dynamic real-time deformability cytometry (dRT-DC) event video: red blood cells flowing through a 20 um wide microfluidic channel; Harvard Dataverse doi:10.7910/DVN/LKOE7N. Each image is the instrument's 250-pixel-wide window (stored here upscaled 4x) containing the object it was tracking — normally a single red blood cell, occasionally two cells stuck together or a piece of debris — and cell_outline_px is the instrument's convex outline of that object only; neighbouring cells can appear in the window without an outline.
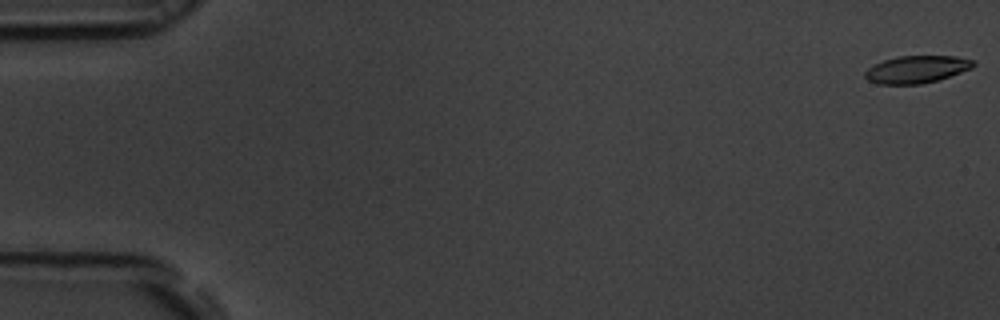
{"species": "common noctule bat (a hibernating species)", "species_latin": "Nyctalus noctula", "temperature_condition": "room temperature", "stored_images_in_passage": 56, "camera_frame_rate_fps": 3000, "um_per_image_px": 0.085, "animal": {"sex": "male", "body_mass_g": 19.5, "forearm_length_mm": 54.6}, "frame": {"image": 1, "passage_image": 1, "time_ms": 0.0, "image_size_px": [1000, 320], "cell_outline_px": [[976, 64], [972, 68], [936, 80], [920, 84], [876, 84], [868, 80], [864, 76], [864, 72], [868, 68], [884, 60], [900, 56], [956, 56], [972, 60]], "centroid_in_image_um": [77.89, 5.89], "position_along_channel_um": 7.1, "area_um2": 17.05}}
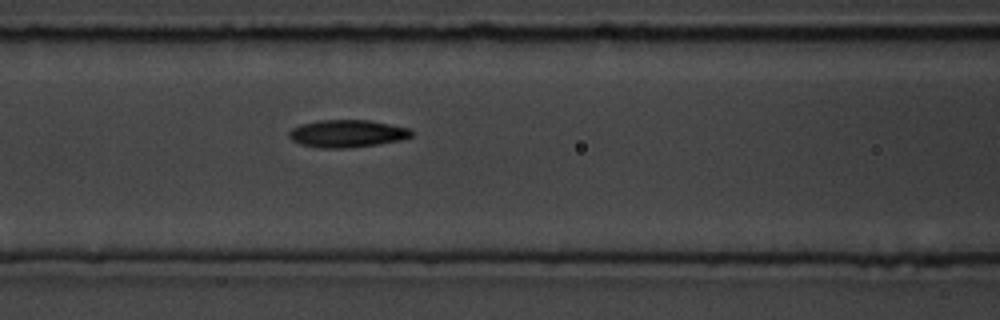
{"frame": {"image": 2, "passage_image": 24, "time_ms": 7.667, "image_size_px": [1000, 320], "cell_outline_px": [[412, 136], [404, 140], [348, 148], [316, 148], [300, 144], [292, 140], [288, 136], [288, 132], [292, 128], [300, 124], [316, 120], [368, 120], [408, 128], [412, 132]], "centroid_in_image_um": [29.46, 11.36], "position_along_channel_um": 137.1, "area_um2": 19.71}}
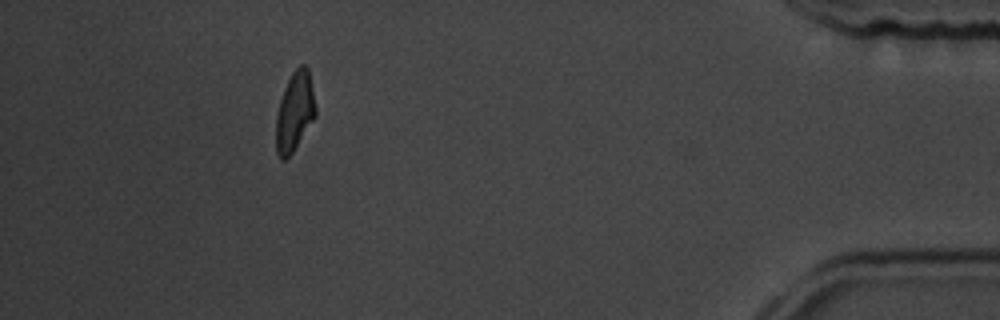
{"frame": {"image": 3, "passage_image": 51, "time_ms": 16.667, "image_size_px": [1000, 320], "cell_outline_px": [[316, 116], [292, 152], [284, 160], [280, 160], [276, 152], [276, 116], [280, 100], [284, 88], [292, 72], [300, 64], [304, 64], [308, 68], [316, 108]], "centroid_in_image_um": [25.04, 9.49], "position_along_channel_um": 410.2, "area_um2": 18.15}, "authors_computed_cell_mechanics": {"area_um2": 18.8428, "velocity_mm_per_s": 3.6755, "shape_relaxation_time_tau1_ms": 4.3988, "shape_relaxation_time_tau2_ms": 4.4056, "deformation_change_tau1": 0.1549, "deformation_change_tau2": 0.1116}}